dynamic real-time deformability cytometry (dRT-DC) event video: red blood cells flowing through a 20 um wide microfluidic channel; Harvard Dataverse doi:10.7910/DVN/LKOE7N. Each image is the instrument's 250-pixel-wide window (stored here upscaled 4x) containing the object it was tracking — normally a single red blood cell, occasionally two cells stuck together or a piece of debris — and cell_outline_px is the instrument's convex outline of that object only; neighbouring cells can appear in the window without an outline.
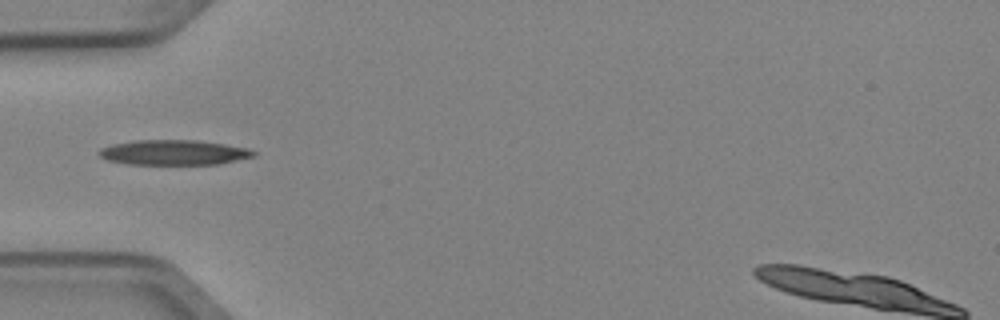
{"species": "Egyptian fruit bat (a non-hibernating species)", "species_latin": "Rousettus aegyptiacus", "temperature_condition": "cold", "stored_images_in_passage": 1, "camera_frame_rate_fps": 3000, "um_per_image_px": 0.085, "animal": {"sex": "female"}, "frame": {"image": 1, "passage_image": 1, "time_ms": 0.0, "image_size_px": [1000, 320], "cell_outline_px": [[256, 156], [220, 164], [128, 164], [108, 160], [100, 156], [96, 152], [100, 148], [112, 144], [136, 140], [196, 140], [224, 144], [248, 148], [256, 152]], "centroid_in_image_um": [14.77, 12.96], "position_along_channel_um": 70.2, "area_um2": 22.6}}